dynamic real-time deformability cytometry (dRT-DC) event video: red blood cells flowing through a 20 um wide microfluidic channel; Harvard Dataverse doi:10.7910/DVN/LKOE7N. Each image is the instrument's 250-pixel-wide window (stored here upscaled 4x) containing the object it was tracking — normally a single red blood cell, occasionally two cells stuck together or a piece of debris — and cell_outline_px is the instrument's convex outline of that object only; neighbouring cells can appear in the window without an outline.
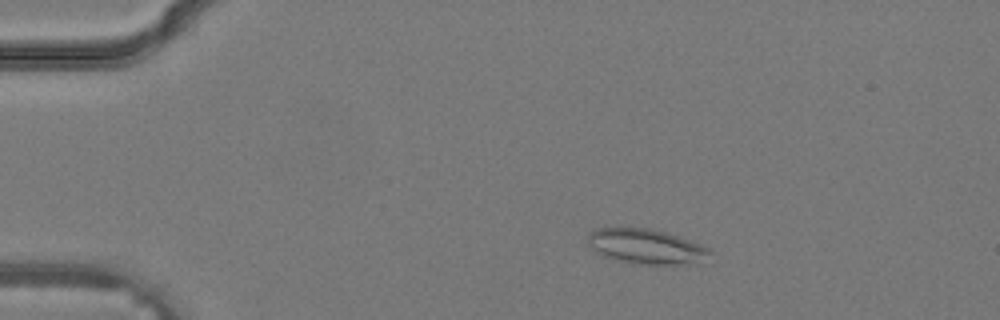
{"species": "common noctule bat (a hibernating species)", "species_latin": "Nyctalus noctula", "temperature_condition": "warm", "stored_images_in_passage": 34, "camera_frame_rate_fps": 3000, "um_per_image_px": 0.085, "animal": {"sex": "male", "body_mass_g": 19.2, "forearm_length_mm": 51.8}, "frame": {"image": 1, "passage_image": 5, "time_ms": 1.333, "image_size_px": [1000, 320], "cell_outline_px": [[712, 252], [692, 260], [680, 264], [640, 264], [616, 260], [604, 256], [588, 244], [588, 232], [596, 228], [648, 228], [664, 232], [700, 244], [708, 248]], "centroid_in_image_um": [54.78, 20.92], "position_along_channel_um": 30.2, "area_um2": 23.81}}
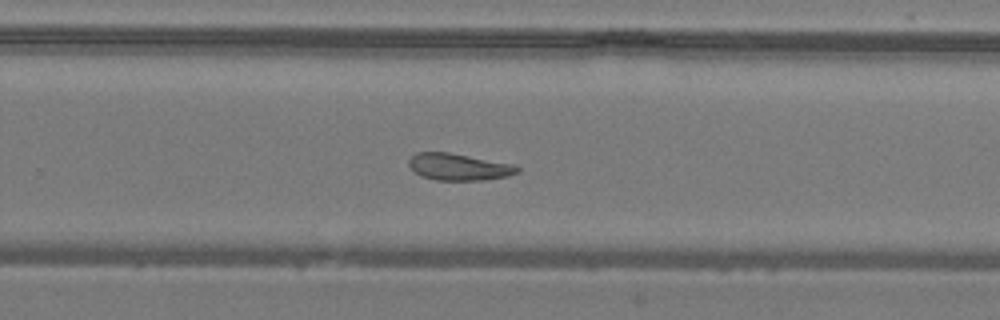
{"frame": {"image": 2, "passage_image": 22, "time_ms": 7.0, "image_size_px": [1000, 320], "cell_outline_px": [[520, 172], [508, 176], [484, 180], [436, 180], [420, 176], [408, 164], [408, 160], [416, 152], [448, 152], [516, 164], [520, 168]], "centroid_in_image_um": [39.03, 14.18], "position_along_channel_um": 290.8, "area_um2": 17.11}}
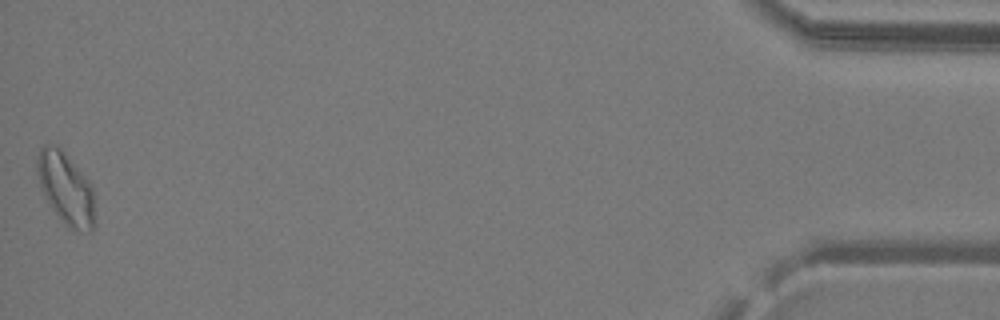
{"frame": {"image": 3, "passage_image": 34, "time_ms": 11.0, "image_size_px": [1000, 320], "cell_outline_px": [[92, 232], [80, 232], [68, 228], [52, 208], [44, 196], [40, 188], [36, 172], [36, 156], [40, 148], [44, 144], [48, 144], [60, 148], [68, 156], [92, 184]], "centroid_in_image_um": [5.54, 15.99], "position_along_channel_um": 429.7, "area_um2": 23.99}}